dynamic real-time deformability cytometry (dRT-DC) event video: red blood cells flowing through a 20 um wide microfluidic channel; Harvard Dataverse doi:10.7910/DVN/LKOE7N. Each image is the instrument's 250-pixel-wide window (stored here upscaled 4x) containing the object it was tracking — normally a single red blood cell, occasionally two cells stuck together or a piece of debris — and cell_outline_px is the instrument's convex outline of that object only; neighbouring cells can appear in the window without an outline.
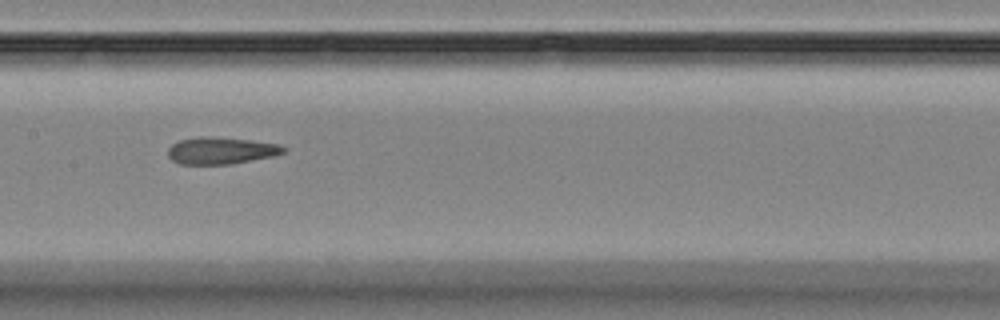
{"species": "Egyptian fruit bat (a non-hibernating species)", "species_latin": "Rousettus aegyptiacus", "temperature_condition": "room temperature", "stored_images_in_passage": 11, "camera_frame_rate_fps": 3000, "um_per_image_px": 0.085, "animal": {"sex": "female"}, "frame": {"image": 1, "passage_image": 4, "time_ms": 3.333, "image_size_px": [1000, 320], "cell_outline_px": [[288, 148], [284, 152], [272, 156], [232, 164], [180, 164], [172, 160], [168, 156], [168, 148], [172, 144], [180, 140], [196, 136], [208, 136], [252, 140], [276, 144]], "centroid_in_image_um": [18.75, 12.79], "position_along_channel_um": 188.6, "area_um2": 18.15}}
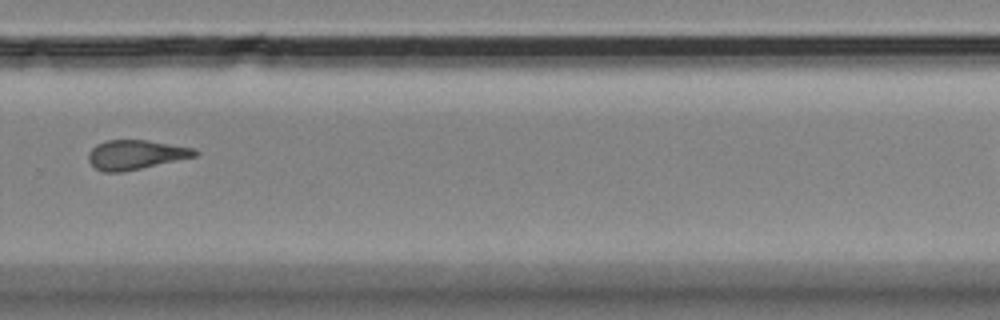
{"frame": {"image": 2, "passage_image": 7, "time_ms": 7.0, "image_size_px": [1000, 320], "cell_outline_px": [[200, 152], [196, 156], [140, 168], [120, 172], [104, 172], [96, 168], [88, 160], [88, 152], [96, 144], [104, 140], [148, 140], [196, 148]], "centroid_in_image_um": [11.53, 13.13], "position_along_channel_um": 318.3, "area_um2": 18.21}}
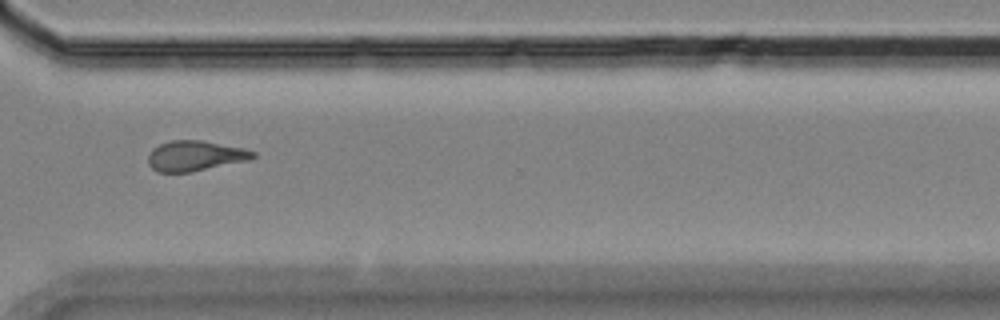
{"frame": {"image": 3, "passage_image": 8, "time_ms": 8.0, "image_size_px": [1000, 320], "cell_outline_px": [[256, 156], [248, 160], [188, 172], [160, 172], [152, 168], [148, 164], [148, 156], [152, 148], [160, 144], [172, 140], [204, 140], [244, 148], [256, 152]], "centroid_in_image_um": [16.58, 13.23], "position_along_channel_um": 354.0, "area_um2": 18.38}, "authors_computed_cell_mechanics": {"area_um2": 18.7272, "velocity_mm_per_s": 3.5591, "shape_relaxation_time_tau1_ms": 6.089, "shape_relaxation_time_tau2_ms": 2.4447, "deformation_change_tau1": 0.1401, "deformation_change_tau2": 0.1057}}